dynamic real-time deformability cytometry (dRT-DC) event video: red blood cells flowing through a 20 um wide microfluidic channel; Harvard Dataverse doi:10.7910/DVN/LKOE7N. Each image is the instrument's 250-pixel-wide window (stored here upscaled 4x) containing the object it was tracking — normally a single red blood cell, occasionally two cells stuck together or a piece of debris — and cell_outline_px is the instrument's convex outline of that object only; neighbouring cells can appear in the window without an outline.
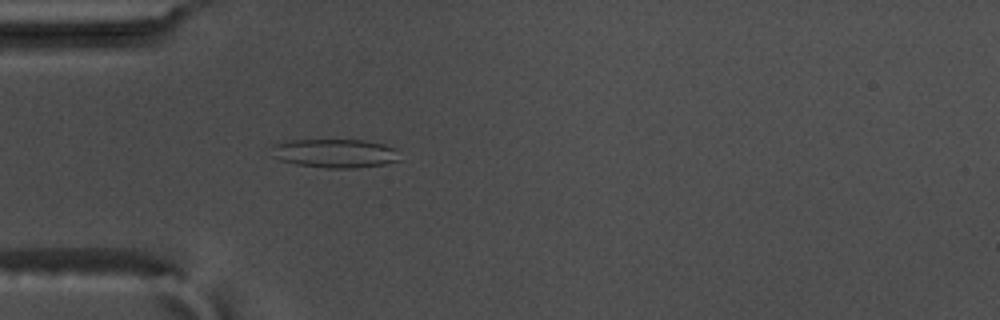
{"species": "common noctule bat (a hibernating species)", "species_latin": "Nyctalus noctula", "temperature_condition": "warm", "stored_images_in_passage": 56, "camera_frame_rate_fps": 3000, "um_per_image_px": 0.085, "animal": {"sex": "male", "body_mass_g": 17.5, "forearm_length_mm": 52.3}, "frame": {"image": 1, "passage_image": 17, "time_ms": 5.333, "image_size_px": [1000, 320], "cell_outline_px": [[400, 160], [384, 164], [356, 168], [328, 168], [296, 164], [280, 160], [272, 156], [276, 144], [284, 140], [364, 140], [384, 144], [400, 148]], "centroid_in_image_um": [28.56, 13.03], "position_along_channel_um": 56.4, "area_um2": 21.68}}
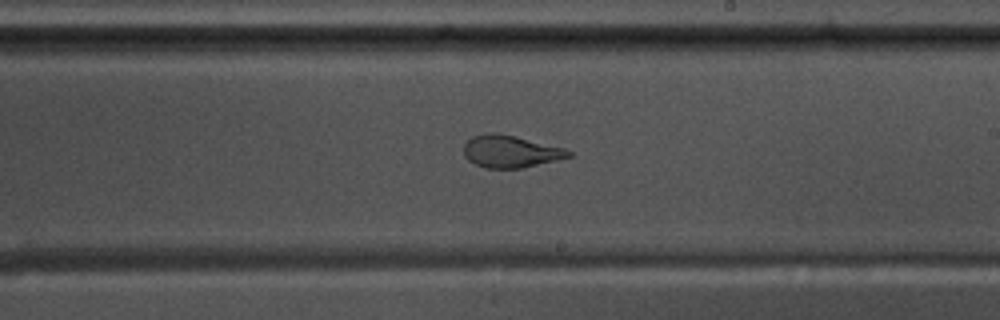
{"frame": {"image": 2, "passage_image": 33, "time_ms": 10.667, "image_size_px": [1000, 320], "cell_outline_px": [[572, 156], [520, 168], [484, 168], [468, 160], [464, 156], [464, 144], [472, 136], [484, 132], [496, 132], [516, 136], [564, 148], [572, 152]], "centroid_in_image_um": [43.34, 12.85], "position_along_channel_um": 245.7, "area_um2": 19.65}}
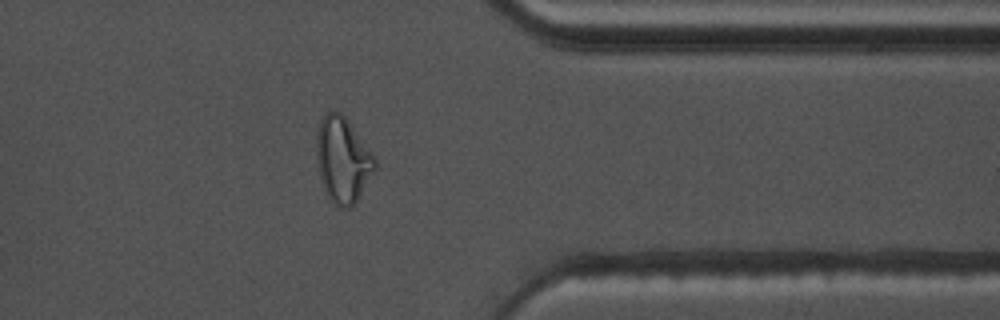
{"frame": {"image": 3, "passage_image": 45, "time_ms": 14.667, "image_size_px": [1000, 320], "cell_outline_px": [[376, 168], [356, 204], [348, 208], [340, 208], [328, 196], [324, 188], [320, 176], [316, 156], [316, 132], [320, 120], [328, 112], [340, 112], [348, 120], [376, 156]], "centroid_in_image_um": [29.15, 13.59], "position_along_channel_um": 382.2, "area_um2": 29.25}, "authors_computed_cell_mechanics": {"area_um2": 24.0737, "velocity_mm_per_s": 3.6589, "shape_relaxation_time_tau1_ms": 9.0674, "shape_relaxation_time_tau2_ms": 0.9, "deformation_change_tau1": 0.2679, "deformation_change_tau2": 0.0807}}